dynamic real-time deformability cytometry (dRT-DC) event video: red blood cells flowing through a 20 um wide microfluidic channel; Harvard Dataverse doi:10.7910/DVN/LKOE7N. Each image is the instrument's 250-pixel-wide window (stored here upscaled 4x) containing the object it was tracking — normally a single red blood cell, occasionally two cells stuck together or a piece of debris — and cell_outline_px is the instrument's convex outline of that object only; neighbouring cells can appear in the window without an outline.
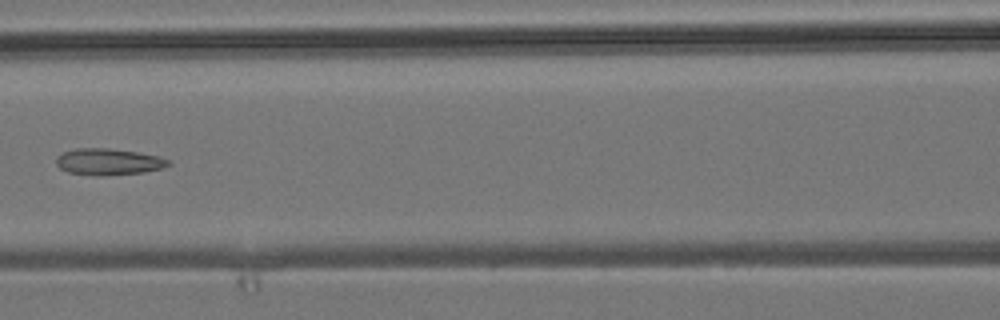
{"species": "common noctule bat (a hibernating species)", "species_latin": "Nyctalus noctula", "temperature_condition": "room temperature", "stored_images_in_passage": 6, "camera_frame_rate_fps": 3000, "um_per_image_px": 0.085, "animal": {"sex": "male", "body_mass_g": 19.2, "forearm_length_mm": 51.8}, "frame": {"image": 1, "passage_image": 5, "time_ms": 5.667, "image_size_px": [1000, 320], "cell_outline_px": [[172, 164], [160, 168], [144, 172], [100, 176], [96, 176], [68, 172], [60, 168], [56, 164], [56, 156], [64, 152], [76, 148], [108, 148], [136, 152], [160, 156], [172, 160]], "centroid_in_image_um": [9.23, 13.75], "position_along_channel_um": 157.4, "area_um2": 17.4}}
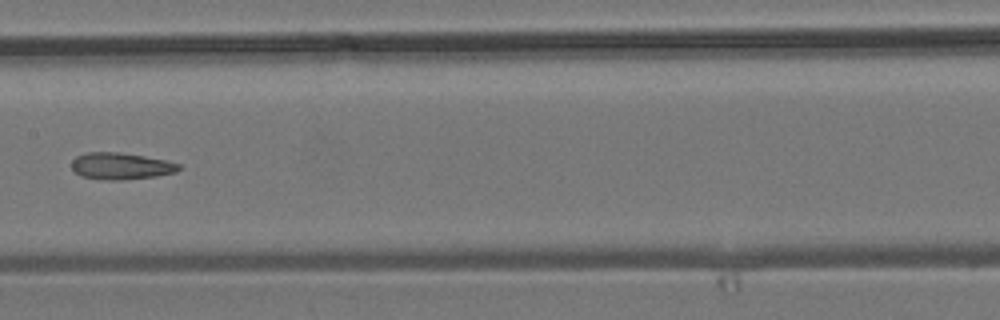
{"frame": {"image": 2, "passage_image": 6, "time_ms": 6.667, "image_size_px": [1000, 320], "cell_outline_px": [[180, 168], [176, 172], [156, 176], [124, 180], [104, 180], [80, 176], [72, 168], [72, 160], [76, 156], [88, 152], [120, 152], [144, 156], [164, 160], [180, 164]], "centroid_in_image_um": [10.26, 14.12], "position_along_channel_um": 197.1, "area_um2": 16.7}}